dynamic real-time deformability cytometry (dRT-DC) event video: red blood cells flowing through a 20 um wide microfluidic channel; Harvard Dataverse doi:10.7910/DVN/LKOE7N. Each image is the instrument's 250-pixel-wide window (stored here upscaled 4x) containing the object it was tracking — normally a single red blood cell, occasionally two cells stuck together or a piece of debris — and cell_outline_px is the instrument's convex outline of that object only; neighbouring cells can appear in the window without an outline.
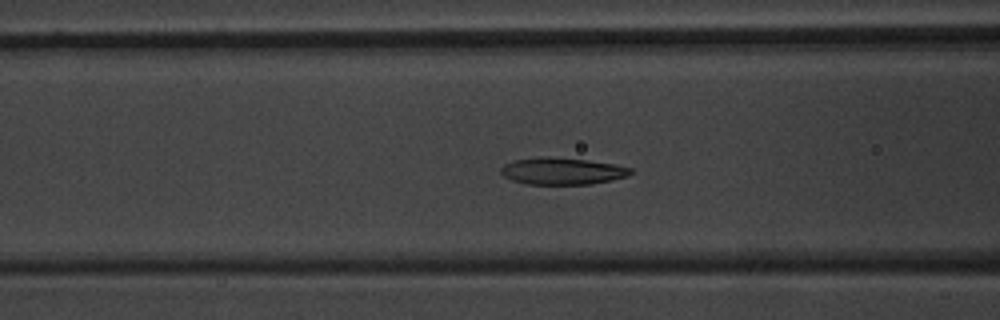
{"species": "common noctule bat (a hibernating species)", "species_latin": "Nyctalus noctula", "temperature_condition": "warm", "stored_images_in_passage": 53, "camera_frame_rate_fps": 3000, "um_per_image_px": 0.085, "animal": {"sex": "male", "body_mass_g": 20.1, "forearm_length_mm": 53.5}, "frame": {"image": 1, "passage_image": 21, "time_ms": 6.667, "image_size_px": [1000, 320], "cell_outline_px": [[632, 172], [628, 176], [612, 180], [592, 184], [528, 184], [512, 180], [504, 176], [500, 172], [500, 168], [504, 164], [512, 160], [540, 156], [548, 156], [588, 160], [616, 164], [632, 168]], "centroid_in_image_um": [47.78, 14.53], "position_along_channel_um": 118.8, "area_um2": 20.58}}
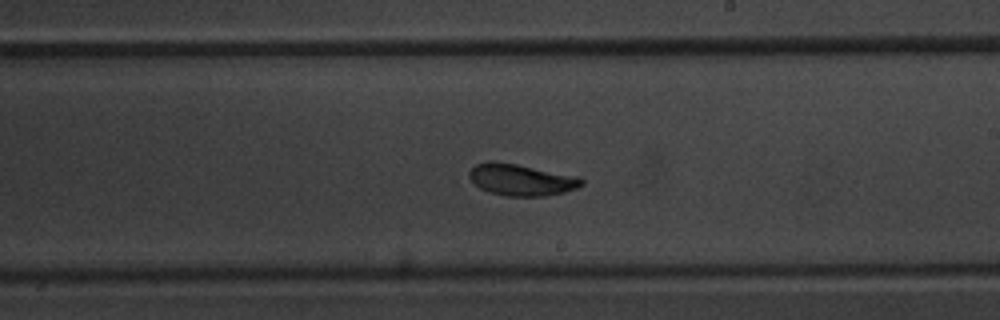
{"frame": {"image": 2, "passage_image": 31, "time_ms": 10.0, "image_size_px": [1000, 320], "cell_outline_px": [[584, 184], [576, 188], [564, 192], [544, 196], [504, 196], [488, 192], [480, 188], [468, 176], [468, 172], [476, 164], [488, 160], [496, 160], [580, 176], [584, 180]], "centroid_in_image_um": [44.31, 15.27], "position_along_channel_um": 244.7, "area_um2": 20.98}}
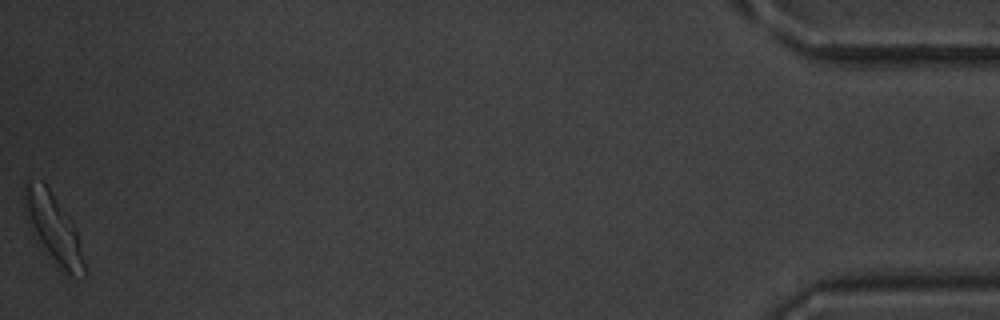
{"frame": {"image": 3, "passage_image": 53, "time_ms": 17.333, "image_size_px": [1000, 320], "cell_outline_px": [[84, 276], [72, 276], [56, 268], [32, 236], [28, 228], [24, 212], [24, 180], [28, 180], [44, 184], [48, 188], [68, 216], [76, 228], [84, 260]], "centroid_in_image_um": [4.48, 19.47], "position_along_channel_um": 430.7, "area_um2": 24.39}, "authors_computed_cell_mechanics": {"area_um2": 21.0392, "velocity_mm_per_s": 3.7825, "shape_relaxation_time_tau1_ms": 2.3964, "shape_relaxation_time_tau2_ms": 1.3869, "deformation_change_tau1": 0.132, "deformation_change_tau2": 0.0602}}